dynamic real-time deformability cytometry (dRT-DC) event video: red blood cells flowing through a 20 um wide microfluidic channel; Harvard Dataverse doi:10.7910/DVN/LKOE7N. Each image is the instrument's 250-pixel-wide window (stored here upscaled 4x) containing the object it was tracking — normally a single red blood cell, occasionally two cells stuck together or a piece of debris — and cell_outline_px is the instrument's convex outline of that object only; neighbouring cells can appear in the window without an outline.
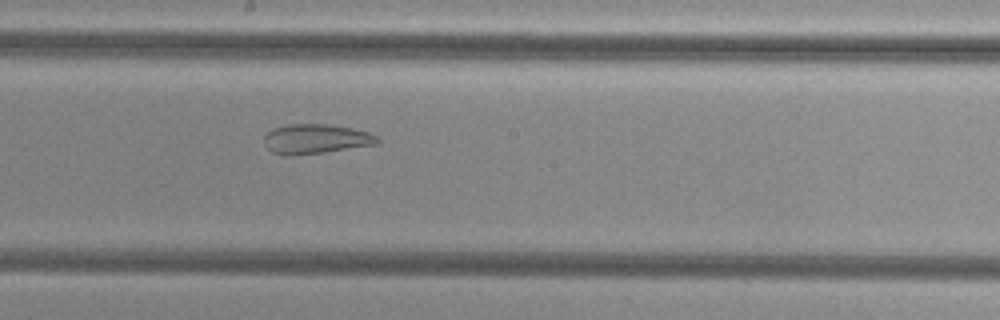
{"species": "common noctule bat (a hibernating species)", "species_latin": "Nyctalus noctula", "temperature_condition": "cold", "stored_images_in_passage": 54, "camera_frame_rate_fps": 3000, "um_per_image_px": 0.085, "animal": {"sex": "female", "body_mass_g": 29.2, "forearm_length_mm": 56.3}, "frame": {"image": 1, "passage_image": 30, "time_ms": 9.667, "image_size_px": [1000, 320], "cell_outline_px": [[380, 140], [376, 144], [324, 152], [292, 156], [284, 156], [272, 152], [264, 144], [264, 136], [272, 128], [288, 124], [328, 124], [352, 128], [368, 132], [376, 136]], "centroid_in_image_um": [26.79, 11.81], "position_along_channel_um": 221.4, "area_um2": 19.59}}
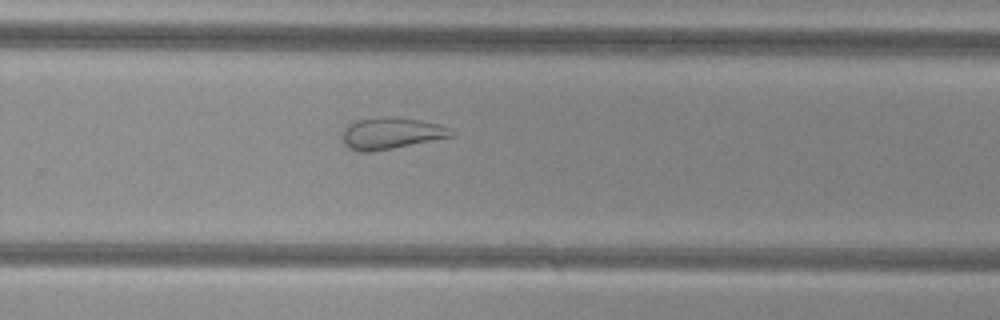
{"frame": {"image": 2, "passage_image": 36, "time_ms": 11.667, "image_size_px": [1000, 320], "cell_outline_px": [[456, 136], [392, 148], [368, 152], [360, 152], [344, 148], [340, 140], [340, 132], [348, 124], [356, 120], [380, 116], [392, 116], [420, 120], [440, 124], [456, 132]], "centroid_in_image_um": [33.18, 11.33], "position_along_channel_um": 296.6, "area_um2": 20.69}}
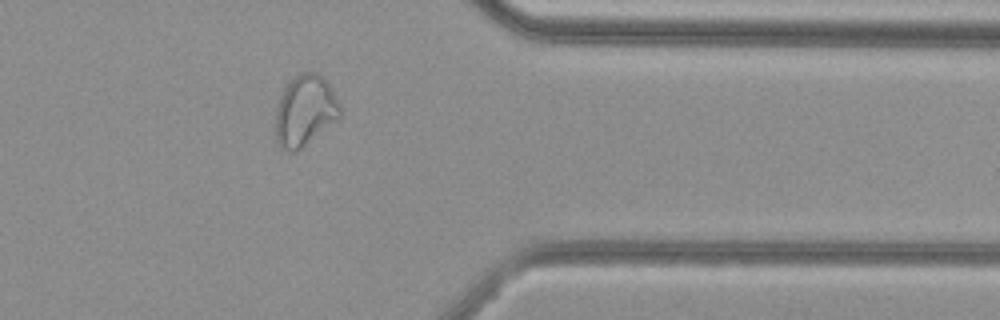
{"frame": {"image": 3, "passage_image": 44, "time_ms": 14.333, "image_size_px": [1000, 320], "cell_outline_px": [[340, 116], [296, 152], [284, 152], [280, 148], [276, 140], [276, 108], [280, 96], [284, 88], [300, 72], [316, 72], [328, 84], [340, 104]], "centroid_in_image_um": [25.88, 9.43], "position_along_channel_um": 385.5, "area_um2": 26.18}, "authors_computed_cell_mechanics": {"area_um2": 28.611, "velocity_mm_per_s": 3.7673, "shape_relaxation_time_tau1_ms": null, "shape_relaxation_time_tau2_ms": 1.6409, "deformation_change_tau1": null, "deformation_change_tau2": 0.0947}}